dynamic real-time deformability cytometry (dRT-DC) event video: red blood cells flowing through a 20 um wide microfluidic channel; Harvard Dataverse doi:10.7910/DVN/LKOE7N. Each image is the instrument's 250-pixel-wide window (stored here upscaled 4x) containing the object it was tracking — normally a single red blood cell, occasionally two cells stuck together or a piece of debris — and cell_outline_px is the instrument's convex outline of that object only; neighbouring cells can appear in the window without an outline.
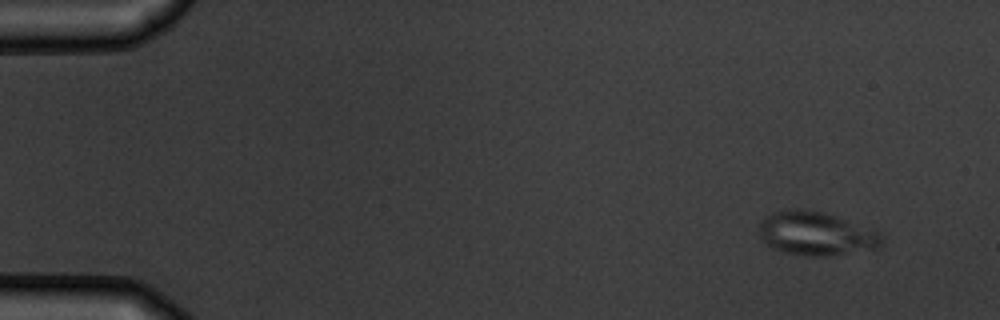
{"species": "common noctule bat (a hibernating species)", "species_latin": "Nyctalus noctula", "temperature_condition": "warm", "stored_images_in_passage": 9, "camera_frame_rate_fps": 3000, "um_per_image_px": 0.085, "animal": {"sex": "male", "body_mass_g": 19.5, "forearm_length_mm": 54.6}, "frame": {"image": 1, "passage_image": 1, "time_ms": 0.0, "image_size_px": [1000, 320], "cell_outline_px": [[884, 244], [880, 248], [828, 256], [808, 256], [784, 252], [772, 248], [760, 236], [760, 224], [764, 216], [772, 212], [804, 208], [824, 212], [836, 216], [880, 232], [884, 236]], "centroid_in_image_um": [69.41, 19.86], "position_along_channel_um": 15.6, "area_um2": 31.33}}